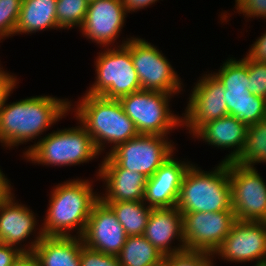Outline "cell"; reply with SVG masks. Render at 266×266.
<instances>
[{
    "label": "cell",
    "instance_id": "obj_1",
    "mask_svg": "<svg viewBox=\"0 0 266 266\" xmlns=\"http://www.w3.org/2000/svg\"><path fill=\"white\" fill-rule=\"evenodd\" d=\"M10 96L0 108V145L3 150H12L34 143L23 148L21 157L46 136V131L71 115L70 99L66 97L42 94L8 103Z\"/></svg>",
    "mask_w": 266,
    "mask_h": 266
},
{
    "label": "cell",
    "instance_id": "obj_2",
    "mask_svg": "<svg viewBox=\"0 0 266 266\" xmlns=\"http://www.w3.org/2000/svg\"><path fill=\"white\" fill-rule=\"evenodd\" d=\"M94 178L76 176L51 188L45 217L40 220L44 236H82L92 208L100 200L99 191L94 190L98 177Z\"/></svg>",
    "mask_w": 266,
    "mask_h": 266
},
{
    "label": "cell",
    "instance_id": "obj_3",
    "mask_svg": "<svg viewBox=\"0 0 266 266\" xmlns=\"http://www.w3.org/2000/svg\"><path fill=\"white\" fill-rule=\"evenodd\" d=\"M78 99L73 102L70 98V112L87 130L101 155L139 134L119 100L85 93Z\"/></svg>",
    "mask_w": 266,
    "mask_h": 266
},
{
    "label": "cell",
    "instance_id": "obj_4",
    "mask_svg": "<svg viewBox=\"0 0 266 266\" xmlns=\"http://www.w3.org/2000/svg\"><path fill=\"white\" fill-rule=\"evenodd\" d=\"M176 207L182 214L233 211L229 162H219L208 171L193 162L183 177Z\"/></svg>",
    "mask_w": 266,
    "mask_h": 266
},
{
    "label": "cell",
    "instance_id": "obj_5",
    "mask_svg": "<svg viewBox=\"0 0 266 266\" xmlns=\"http://www.w3.org/2000/svg\"><path fill=\"white\" fill-rule=\"evenodd\" d=\"M57 128L33 146L23 157L26 162L46 167H72L102 157L84 126Z\"/></svg>",
    "mask_w": 266,
    "mask_h": 266
},
{
    "label": "cell",
    "instance_id": "obj_6",
    "mask_svg": "<svg viewBox=\"0 0 266 266\" xmlns=\"http://www.w3.org/2000/svg\"><path fill=\"white\" fill-rule=\"evenodd\" d=\"M95 81L85 94L119 100L141 90L130 52V39L122 46L102 48L94 59Z\"/></svg>",
    "mask_w": 266,
    "mask_h": 266
},
{
    "label": "cell",
    "instance_id": "obj_7",
    "mask_svg": "<svg viewBox=\"0 0 266 266\" xmlns=\"http://www.w3.org/2000/svg\"><path fill=\"white\" fill-rule=\"evenodd\" d=\"M242 57H227L220 68L212 73L225 89L228 115L249 126L266 118V99L249 91L247 54Z\"/></svg>",
    "mask_w": 266,
    "mask_h": 266
},
{
    "label": "cell",
    "instance_id": "obj_8",
    "mask_svg": "<svg viewBox=\"0 0 266 266\" xmlns=\"http://www.w3.org/2000/svg\"><path fill=\"white\" fill-rule=\"evenodd\" d=\"M175 94L140 90L119 99L124 113L133 121L139 134L170 136L179 127L182 114H175L170 102Z\"/></svg>",
    "mask_w": 266,
    "mask_h": 266
},
{
    "label": "cell",
    "instance_id": "obj_9",
    "mask_svg": "<svg viewBox=\"0 0 266 266\" xmlns=\"http://www.w3.org/2000/svg\"><path fill=\"white\" fill-rule=\"evenodd\" d=\"M130 52L141 90L175 94L177 97L185 92L180 74L156 45L132 35Z\"/></svg>",
    "mask_w": 266,
    "mask_h": 266
},
{
    "label": "cell",
    "instance_id": "obj_10",
    "mask_svg": "<svg viewBox=\"0 0 266 266\" xmlns=\"http://www.w3.org/2000/svg\"><path fill=\"white\" fill-rule=\"evenodd\" d=\"M170 136L138 134L107 155L121 168L151 177L178 150Z\"/></svg>",
    "mask_w": 266,
    "mask_h": 266
},
{
    "label": "cell",
    "instance_id": "obj_11",
    "mask_svg": "<svg viewBox=\"0 0 266 266\" xmlns=\"http://www.w3.org/2000/svg\"><path fill=\"white\" fill-rule=\"evenodd\" d=\"M201 75L189 90L187 106L182 113V128L186 127L191 137L204 124L228 115L222 83L211 70Z\"/></svg>",
    "mask_w": 266,
    "mask_h": 266
},
{
    "label": "cell",
    "instance_id": "obj_12",
    "mask_svg": "<svg viewBox=\"0 0 266 266\" xmlns=\"http://www.w3.org/2000/svg\"><path fill=\"white\" fill-rule=\"evenodd\" d=\"M256 168L229 162L231 204L236 220L266 222V180Z\"/></svg>",
    "mask_w": 266,
    "mask_h": 266
},
{
    "label": "cell",
    "instance_id": "obj_13",
    "mask_svg": "<svg viewBox=\"0 0 266 266\" xmlns=\"http://www.w3.org/2000/svg\"><path fill=\"white\" fill-rule=\"evenodd\" d=\"M214 261L249 263L266 266V222L236 220L221 246L213 254Z\"/></svg>",
    "mask_w": 266,
    "mask_h": 266
},
{
    "label": "cell",
    "instance_id": "obj_14",
    "mask_svg": "<svg viewBox=\"0 0 266 266\" xmlns=\"http://www.w3.org/2000/svg\"><path fill=\"white\" fill-rule=\"evenodd\" d=\"M128 13L121 0H95L88 4L86 17L80 28L81 37L94 42L99 48L125 45L129 38L117 42L122 34Z\"/></svg>",
    "mask_w": 266,
    "mask_h": 266
},
{
    "label": "cell",
    "instance_id": "obj_15",
    "mask_svg": "<svg viewBox=\"0 0 266 266\" xmlns=\"http://www.w3.org/2000/svg\"><path fill=\"white\" fill-rule=\"evenodd\" d=\"M16 196L13 194L0 203V238L4 244L15 246L22 252H33L44 237L40 218L32 207L20 199L19 202Z\"/></svg>",
    "mask_w": 266,
    "mask_h": 266
},
{
    "label": "cell",
    "instance_id": "obj_16",
    "mask_svg": "<svg viewBox=\"0 0 266 266\" xmlns=\"http://www.w3.org/2000/svg\"><path fill=\"white\" fill-rule=\"evenodd\" d=\"M185 249L214 254L231 230L236 218L233 211L183 213Z\"/></svg>",
    "mask_w": 266,
    "mask_h": 266
},
{
    "label": "cell",
    "instance_id": "obj_17",
    "mask_svg": "<svg viewBox=\"0 0 266 266\" xmlns=\"http://www.w3.org/2000/svg\"><path fill=\"white\" fill-rule=\"evenodd\" d=\"M101 160L94 176L103 184L99 192L102 202L144 200L147 178L143 174L121 168L108 155Z\"/></svg>",
    "mask_w": 266,
    "mask_h": 266
},
{
    "label": "cell",
    "instance_id": "obj_18",
    "mask_svg": "<svg viewBox=\"0 0 266 266\" xmlns=\"http://www.w3.org/2000/svg\"><path fill=\"white\" fill-rule=\"evenodd\" d=\"M81 238L91 249L118 256L127 235L113 210L99 200L92 208Z\"/></svg>",
    "mask_w": 266,
    "mask_h": 266
},
{
    "label": "cell",
    "instance_id": "obj_19",
    "mask_svg": "<svg viewBox=\"0 0 266 266\" xmlns=\"http://www.w3.org/2000/svg\"><path fill=\"white\" fill-rule=\"evenodd\" d=\"M175 156L174 153L147 178L143 201L152 209L170 208L177 204L183 177L193 162Z\"/></svg>",
    "mask_w": 266,
    "mask_h": 266
},
{
    "label": "cell",
    "instance_id": "obj_20",
    "mask_svg": "<svg viewBox=\"0 0 266 266\" xmlns=\"http://www.w3.org/2000/svg\"><path fill=\"white\" fill-rule=\"evenodd\" d=\"M143 236L164 256L185 251L182 213L176 206L152 209Z\"/></svg>",
    "mask_w": 266,
    "mask_h": 266
},
{
    "label": "cell",
    "instance_id": "obj_21",
    "mask_svg": "<svg viewBox=\"0 0 266 266\" xmlns=\"http://www.w3.org/2000/svg\"><path fill=\"white\" fill-rule=\"evenodd\" d=\"M248 126L235 117L227 115L204 124L193 136L210 147L228 150L220 162H234L243 151ZM230 150V151H229Z\"/></svg>",
    "mask_w": 266,
    "mask_h": 266
},
{
    "label": "cell",
    "instance_id": "obj_22",
    "mask_svg": "<svg viewBox=\"0 0 266 266\" xmlns=\"http://www.w3.org/2000/svg\"><path fill=\"white\" fill-rule=\"evenodd\" d=\"M81 237L44 236L34 248L41 266H80Z\"/></svg>",
    "mask_w": 266,
    "mask_h": 266
},
{
    "label": "cell",
    "instance_id": "obj_23",
    "mask_svg": "<svg viewBox=\"0 0 266 266\" xmlns=\"http://www.w3.org/2000/svg\"><path fill=\"white\" fill-rule=\"evenodd\" d=\"M56 4L57 0H22L15 35L58 31Z\"/></svg>",
    "mask_w": 266,
    "mask_h": 266
},
{
    "label": "cell",
    "instance_id": "obj_24",
    "mask_svg": "<svg viewBox=\"0 0 266 266\" xmlns=\"http://www.w3.org/2000/svg\"><path fill=\"white\" fill-rule=\"evenodd\" d=\"M121 266H159L164 255L143 235L127 236L118 255Z\"/></svg>",
    "mask_w": 266,
    "mask_h": 266
},
{
    "label": "cell",
    "instance_id": "obj_25",
    "mask_svg": "<svg viewBox=\"0 0 266 266\" xmlns=\"http://www.w3.org/2000/svg\"><path fill=\"white\" fill-rule=\"evenodd\" d=\"M117 216L127 236L143 235L152 208L144 201L103 202Z\"/></svg>",
    "mask_w": 266,
    "mask_h": 266
},
{
    "label": "cell",
    "instance_id": "obj_26",
    "mask_svg": "<svg viewBox=\"0 0 266 266\" xmlns=\"http://www.w3.org/2000/svg\"><path fill=\"white\" fill-rule=\"evenodd\" d=\"M234 162L253 168L266 165V118L248 126L243 151Z\"/></svg>",
    "mask_w": 266,
    "mask_h": 266
},
{
    "label": "cell",
    "instance_id": "obj_27",
    "mask_svg": "<svg viewBox=\"0 0 266 266\" xmlns=\"http://www.w3.org/2000/svg\"><path fill=\"white\" fill-rule=\"evenodd\" d=\"M87 0H57L56 16L59 30L79 29L86 17Z\"/></svg>",
    "mask_w": 266,
    "mask_h": 266
},
{
    "label": "cell",
    "instance_id": "obj_28",
    "mask_svg": "<svg viewBox=\"0 0 266 266\" xmlns=\"http://www.w3.org/2000/svg\"><path fill=\"white\" fill-rule=\"evenodd\" d=\"M21 5L22 0H0V43L15 36Z\"/></svg>",
    "mask_w": 266,
    "mask_h": 266
},
{
    "label": "cell",
    "instance_id": "obj_29",
    "mask_svg": "<svg viewBox=\"0 0 266 266\" xmlns=\"http://www.w3.org/2000/svg\"><path fill=\"white\" fill-rule=\"evenodd\" d=\"M213 254L203 251L185 250L164 256V266H217Z\"/></svg>",
    "mask_w": 266,
    "mask_h": 266
},
{
    "label": "cell",
    "instance_id": "obj_30",
    "mask_svg": "<svg viewBox=\"0 0 266 266\" xmlns=\"http://www.w3.org/2000/svg\"><path fill=\"white\" fill-rule=\"evenodd\" d=\"M247 72L250 81L249 91L266 99V62L253 60L247 55Z\"/></svg>",
    "mask_w": 266,
    "mask_h": 266
},
{
    "label": "cell",
    "instance_id": "obj_31",
    "mask_svg": "<svg viewBox=\"0 0 266 266\" xmlns=\"http://www.w3.org/2000/svg\"><path fill=\"white\" fill-rule=\"evenodd\" d=\"M80 266H121V264L118 256L102 253L83 244L80 252Z\"/></svg>",
    "mask_w": 266,
    "mask_h": 266
},
{
    "label": "cell",
    "instance_id": "obj_32",
    "mask_svg": "<svg viewBox=\"0 0 266 266\" xmlns=\"http://www.w3.org/2000/svg\"><path fill=\"white\" fill-rule=\"evenodd\" d=\"M234 13L242 14L245 22L251 19H266V0H237L234 4Z\"/></svg>",
    "mask_w": 266,
    "mask_h": 266
},
{
    "label": "cell",
    "instance_id": "obj_33",
    "mask_svg": "<svg viewBox=\"0 0 266 266\" xmlns=\"http://www.w3.org/2000/svg\"><path fill=\"white\" fill-rule=\"evenodd\" d=\"M2 67L0 60V108L6 102L8 96L13 93L15 88H18L19 80L18 75L9 72L7 69Z\"/></svg>",
    "mask_w": 266,
    "mask_h": 266
},
{
    "label": "cell",
    "instance_id": "obj_34",
    "mask_svg": "<svg viewBox=\"0 0 266 266\" xmlns=\"http://www.w3.org/2000/svg\"><path fill=\"white\" fill-rule=\"evenodd\" d=\"M253 44L249 45V49L246 54L253 60L259 62H266V31L261 33Z\"/></svg>",
    "mask_w": 266,
    "mask_h": 266
},
{
    "label": "cell",
    "instance_id": "obj_35",
    "mask_svg": "<svg viewBox=\"0 0 266 266\" xmlns=\"http://www.w3.org/2000/svg\"><path fill=\"white\" fill-rule=\"evenodd\" d=\"M22 251L12 245H0V266H12Z\"/></svg>",
    "mask_w": 266,
    "mask_h": 266
},
{
    "label": "cell",
    "instance_id": "obj_36",
    "mask_svg": "<svg viewBox=\"0 0 266 266\" xmlns=\"http://www.w3.org/2000/svg\"><path fill=\"white\" fill-rule=\"evenodd\" d=\"M125 6L126 12L128 14L136 13L137 11H141L144 8H149L154 5L159 0H121ZM163 1V0H161Z\"/></svg>",
    "mask_w": 266,
    "mask_h": 266
},
{
    "label": "cell",
    "instance_id": "obj_37",
    "mask_svg": "<svg viewBox=\"0 0 266 266\" xmlns=\"http://www.w3.org/2000/svg\"><path fill=\"white\" fill-rule=\"evenodd\" d=\"M1 167V166H0ZM0 168V203L8 200L13 194V186L11 185L10 179L5 175Z\"/></svg>",
    "mask_w": 266,
    "mask_h": 266
},
{
    "label": "cell",
    "instance_id": "obj_38",
    "mask_svg": "<svg viewBox=\"0 0 266 266\" xmlns=\"http://www.w3.org/2000/svg\"><path fill=\"white\" fill-rule=\"evenodd\" d=\"M12 266H41L34 252H22Z\"/></svg>",
    "mask_w": 266,
    "mask_h": 266
}]
</instances>
